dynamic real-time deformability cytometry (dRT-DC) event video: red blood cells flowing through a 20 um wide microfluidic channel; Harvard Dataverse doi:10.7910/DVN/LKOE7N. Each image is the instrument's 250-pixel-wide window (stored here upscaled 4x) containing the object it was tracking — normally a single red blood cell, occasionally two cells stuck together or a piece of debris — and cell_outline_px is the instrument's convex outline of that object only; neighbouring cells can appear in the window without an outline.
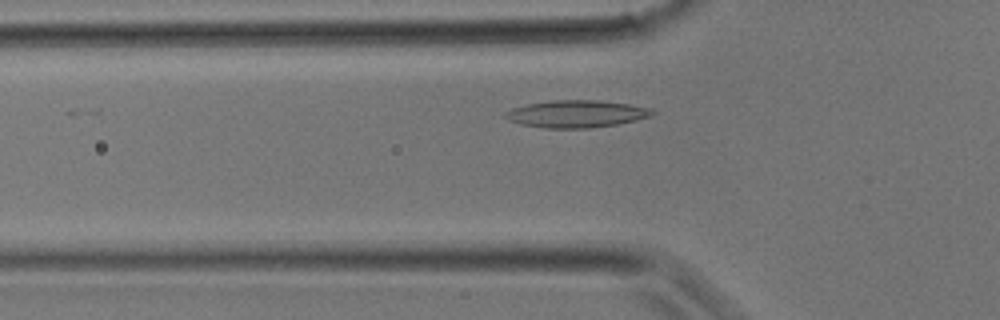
{"species": "common noctule bat (a hibernating species)", "species_latin": "Nyctalus noctula", "temperature_condition": "room temperature", "stored_images_in_passage": 28, "camera_frame_rate_fps": 3000, "um_per_image_px": 0.085, "animal": {"sex": "male", "body_mass_g": 17.9}, "frame": {"image": 1, "passage_image": 6, "time_ms": 1.667, "image_size_px": [1000, 320], "cell_outline_px": [[656, 112], [652, 116], [636, 120], [616, 124], [588, 128], [544, 128], [520, 124], [508, 120], [504, 116], [504, 112], [512, 108], [528, 104], [552, 100], [600, 100], [628, 104], [652, 108]], "centroid_in_image_um": [49.0, 9.67], "position_along_channel_um": 76.8, "area_um2": 23.41}}
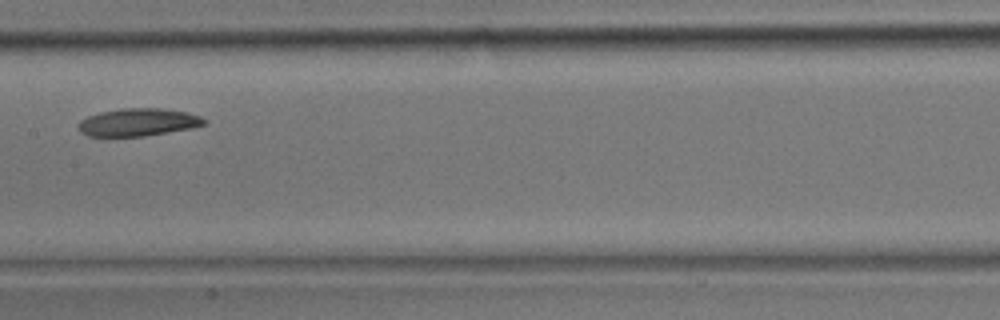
{"frame": {"image": 2, "passage_image": 12, "time_ms": 3.667, "image_size_px": [1000, 320], "cell_outline_px": [[208, 124], [192, 128], [144, 136], [88, 136], [80, 132], [76, 128], [76, 124], [80, 120], [88, 116], [100, 112], [120, 108], [160, 108], [184, 112], [200, 116], [208, 120]], "centroid_in_image_um": [11.72, 10.39], "position_along_channel_um": 195.7, "area_um2": 20.46}}
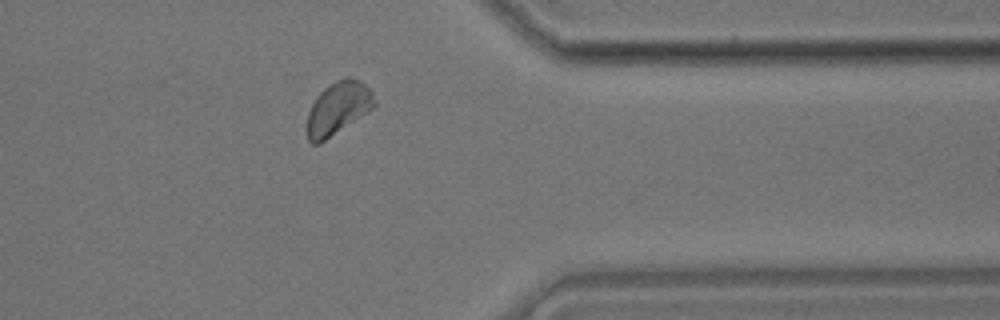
{"frame": {"image": 3, "passage_image": 22, "time_ms": 7.0, "image_size_px": [1000, 320], "cell_outline_px": [[376, 104], [368, 112], [320, 144], [312, 144], [308, 140], [308, 112], [316, 96], [328, 84], [336, 80], [348, 76], [360, 80], [372, 92], [376, 100]], "centroid_in_image_um": [28.74, 9.19], "position_along_channel_um": 382.7, "area_um2": 20.75}}